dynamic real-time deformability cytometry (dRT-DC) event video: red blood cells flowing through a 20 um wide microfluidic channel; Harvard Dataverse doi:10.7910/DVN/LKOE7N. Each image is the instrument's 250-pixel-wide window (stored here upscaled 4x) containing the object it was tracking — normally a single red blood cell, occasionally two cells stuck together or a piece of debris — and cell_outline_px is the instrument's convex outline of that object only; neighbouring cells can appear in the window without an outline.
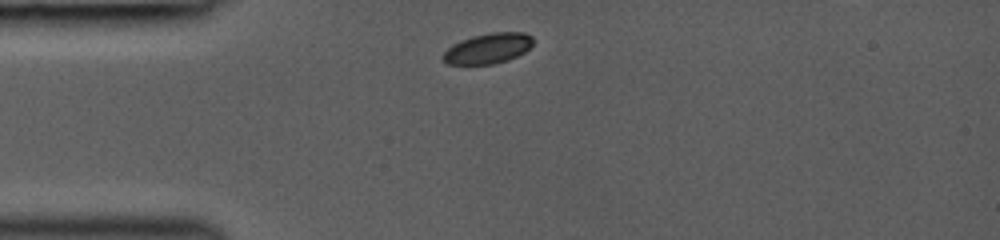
{"species": "common noctule bat (a hibernating species)", "species_latin": "Nyctalus noctula", "temperature_condition": "room temperature", "stored_images_in_passage": 3, "camera_frame_rate_fps": 3000, "um_per_image_px": 0.085, "animal": {"sex": "female", "body_mass_g": 19.0, "forearm_length_mm": 53.3}, "frame": {"image": 1, "passage_image": 1, "time_ms": 0.0, "image_size_px": [1000, 240], "cell_outline_px": [[532, 44], [524, 52], [508, 60], [492, 64], [448, 64], [440, 56], [452, 44], [460, 40], [472, 36], [492, 32], [524, 32], [532, 36]], "centroid_in_image_um": [41.45, 4.11], "position_along_channel_um": 43.5, "area_um2": 15.9}}